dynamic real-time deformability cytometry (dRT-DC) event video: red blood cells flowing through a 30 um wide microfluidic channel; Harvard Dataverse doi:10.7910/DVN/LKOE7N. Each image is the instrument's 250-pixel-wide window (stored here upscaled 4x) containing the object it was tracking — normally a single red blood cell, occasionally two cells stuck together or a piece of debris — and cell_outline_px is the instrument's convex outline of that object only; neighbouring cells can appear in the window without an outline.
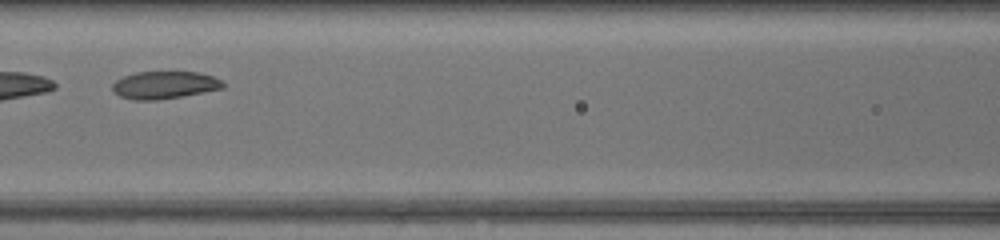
{"species": "common noctule bat (a hibernating species)", "species_latin": "Nyctalus noctula", "temperature_condition": "warm", "stored_images_in_passage": 21, "segment_of_instrument_passage": [2, 2], "camera_frame_rate_fps": 3000, "um_per_image_px": 0.085, "animal": {"sex": "female", "body_mass_g": 17.0, "forearm_length_mm": 48.0}, "frame": {"image": 1, "passage_image": 10, "time_ms": 3.0, "image_size_px": [1000, 240], "cell_outline_px": [[224, 88], [204, 92], [156, 100], [132, 100], [120, 96], [112, 92], [112, 84], [116, 80], [124, 76], [136, 72], [200, 72], [212, 76], [220, 80], [224, 84]], "centroid_in_image_um": [13.95, 7.23], "position_along_channel_um": 152.7, "area_um2": 17.69}}